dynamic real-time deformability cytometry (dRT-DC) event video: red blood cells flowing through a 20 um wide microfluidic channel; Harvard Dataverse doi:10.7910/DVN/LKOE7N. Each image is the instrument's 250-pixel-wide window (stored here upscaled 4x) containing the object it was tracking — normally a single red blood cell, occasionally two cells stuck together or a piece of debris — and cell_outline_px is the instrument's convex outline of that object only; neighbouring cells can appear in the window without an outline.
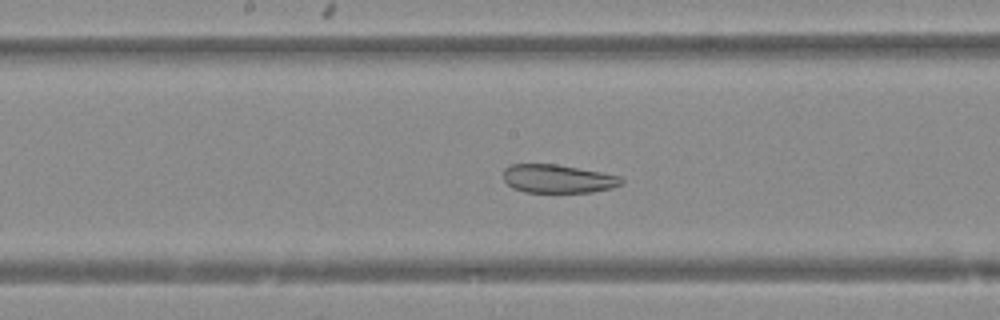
{"species": "Egyptian fruit bat (a non-hibernating species)", "species_latin": "Rousettus aegyptiacus", "temperature_condition": "warm", "stored_images_in_passage": 48, "camera_frame_rate_fps": 3000, "um_per_image_px": 0.085, "animal": {"sex": "female"}, "frame": {"image": 1, "passage_image": 23, "time_ms": 7.333, "image_size_px": [1000, 320], "cell_outline_px": [[624, 184], [612, 188], [592, 192], [524, 192], [512, 188], [504, 180], [504, 168], [512, 164], [556, 164], [600, 172], [620, 176], [624, 180]], "centroid_in_image_um": [47.43, 15.2], "position_along_channel_um": 200.8, "area_um2": 19.59}}
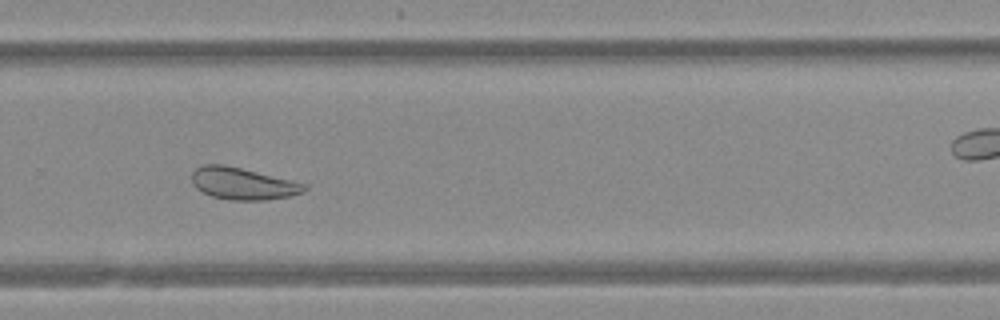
{"frame": {"image": 2, "passage_image": 31, "time_ms": 10.0, "image_size_px": [1000, 320], "cell_outline_px": [[308, 188], [304, 192], [292, 196], [268, 200], [228, 200], [212, 196], [196, 188], [192, 184], [192, 172], [196, 168], [204, 164], [224, 164], [292, 180], [308, 184]], "centroid_in_image_um": [20.67, 15.61], "position_along_channel_um": 309.1, "area_um2": 21.15}}
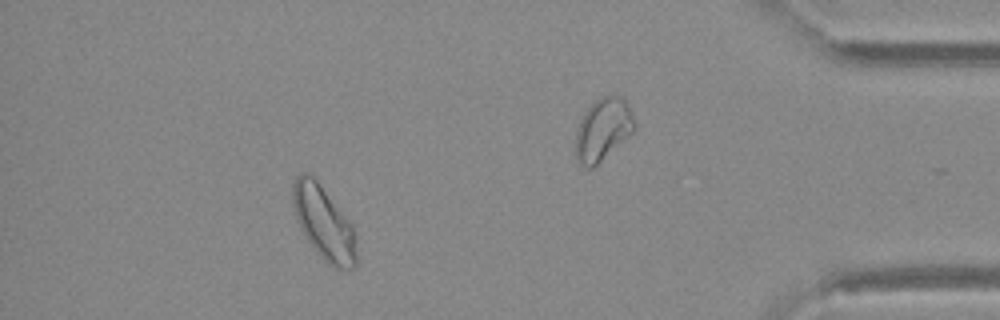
{"frame": {"image": 3, "passage_image": 42, "time_ms": 13.667, "image_size_px": [1000, 320], "cell_outline_px": [[356, 264], [352, 268], [332, 268], [316, 252], [300, 228], [296, 220], [292, 204], [292, 180], [300, 172], [304, 172], [312, 176], [316, 180], [352, 224], [356, 248]], "centroid_in_image_um": [27.48, 18.93], "position_along_channel_um": 407.7, "area_um2": 27.11}}